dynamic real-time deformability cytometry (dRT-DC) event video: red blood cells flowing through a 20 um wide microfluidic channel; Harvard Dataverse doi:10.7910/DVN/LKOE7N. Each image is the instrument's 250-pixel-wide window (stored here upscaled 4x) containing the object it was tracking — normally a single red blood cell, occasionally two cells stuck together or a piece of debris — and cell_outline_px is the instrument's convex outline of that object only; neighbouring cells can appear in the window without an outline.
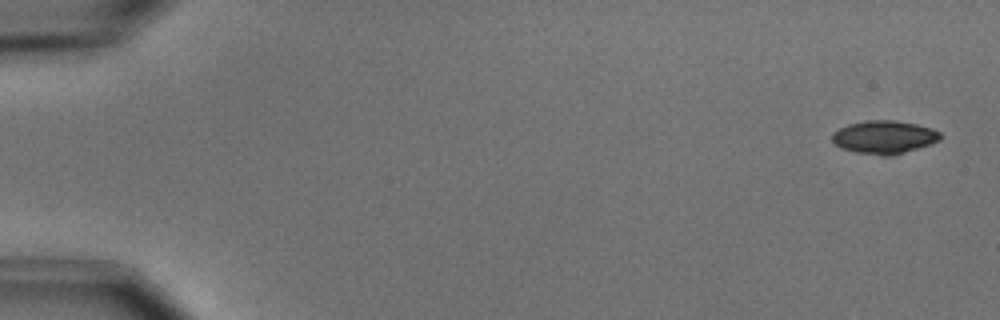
{"species": "common noctule bat (a hibernating species)", "species_latin": "Nyctalus noctula", "temperature_condition": "cold", "stored_images_in_passage": 5, "camera_frame_rate_fps": 3000, "um_per_image_px": 0.085, "animal": {"sex": "male", "body_mass_g": 15.6}, "frame": {"image": 1, "passage_image": 1, "time_ms": 0.0, "image_size_px": [1000, 320], "cell_outline_px": [[944, 136], [940, 140], [932, 144], [892, 156], [880, 156], [856, 152], [840, 148], [832, 140], [832, 132], [848, 124], [868, 120], [892, 120], [916, 124], [932, 128], [940, 132]], "centroid_in_image_um": [75.18, 11.66], "position_along_channel_um": 9.8, "area_um2": 21.1}}
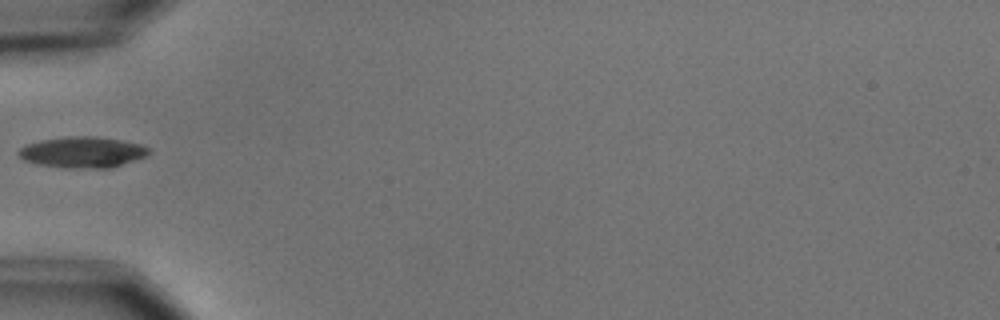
{"frame": {"image": 2, "passage_image": 5, "time_ms": 5.667, "image_size_px": [1000, 320], "cell_outline_px": [[152, 152], [144, 156], [108, 168], [68, 168], [36, 164], [24, 160], [16, 152], [20, 148], [28, 144], [40, 140], [72, 136], [96, 136], [120, 140], [140, 144], [148, 148]], "centroid_in_image_um": [6.97, 12.93], "position_along_channel_um": 78.0, "area_um2": 23.24}}